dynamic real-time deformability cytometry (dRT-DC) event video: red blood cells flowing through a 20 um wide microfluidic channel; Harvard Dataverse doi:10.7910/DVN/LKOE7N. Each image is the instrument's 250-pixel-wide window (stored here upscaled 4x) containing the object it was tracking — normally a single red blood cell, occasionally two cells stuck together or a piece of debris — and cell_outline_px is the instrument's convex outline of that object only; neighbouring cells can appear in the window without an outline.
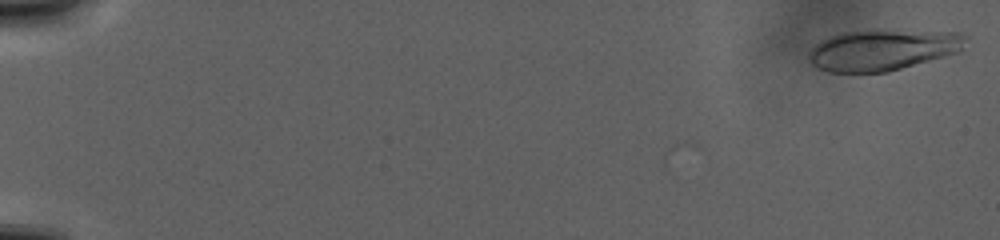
{"species": "human", "species_latin": "Homo sapiens", "temperature_condition": "warm", "stored_images_in_passage": 71, "camera_frame_rate_fps": 3000, "um_per_image_px": 0.085, "donor": {"sex": "male"}, "frame": {"image": 1, "passage_image": 1, "time_ms": 0.0, "image_size_px": [1000, 240], "cell_outline_px": [[968, 36], [960, 52], [888, 72], [828, 72], [812, 64], [808, 60], [812, 48], [820, 40], [844, 32], [868, 28], [876, 28], [960, 32]], "centroid_in_image_um": [75.08, 4.2], "position_along_channel_um": 9.9, "area_um2": 38.32}}
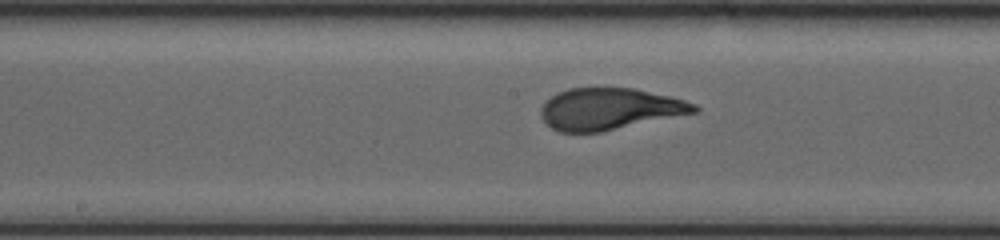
{"frame": {"image": 2, "passage_image": 43, "time_ms": 21.333, "image_size_px": [1000, 240], "cell_outline_px": [[700, 108], [696, 112], [600, 132], [560, 132], [552, 128], [540, 116], [540, 108], [552, 96], [568, 88], [636, 88], [672, 96], [696, 104]], "centroid_in_image_um": [51.83, 9.25], "position_along_channel_um": 196.4, "area_um2": 36.99}}
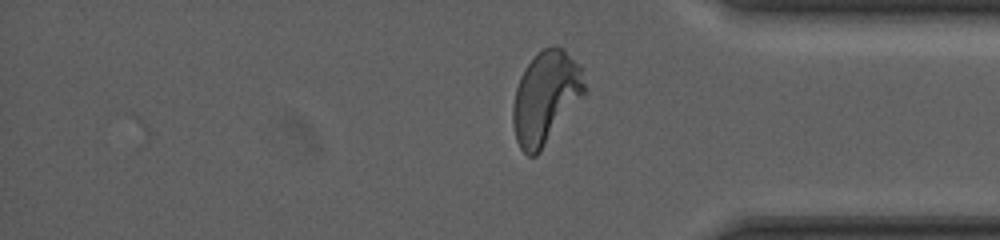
{"frame": {"image": 3, "passage_image": 66, "time_ms": 32.333, "image_size_px": [1000, 240], "cell_outline_px": [[584, 96], [540, 152], [536, 156], [528, 156], [520, 148], [516, 140], [512, 124], [512, 108], [516, 88], [520, 76], [524, 68], [544, 48], [552, 44], [556, 44], [580, 64], [584, 84]], "centroid_in_image_um": [46.36, 8.31], "position_along_channel_um": 388.8, "area_um2": 38.55}}